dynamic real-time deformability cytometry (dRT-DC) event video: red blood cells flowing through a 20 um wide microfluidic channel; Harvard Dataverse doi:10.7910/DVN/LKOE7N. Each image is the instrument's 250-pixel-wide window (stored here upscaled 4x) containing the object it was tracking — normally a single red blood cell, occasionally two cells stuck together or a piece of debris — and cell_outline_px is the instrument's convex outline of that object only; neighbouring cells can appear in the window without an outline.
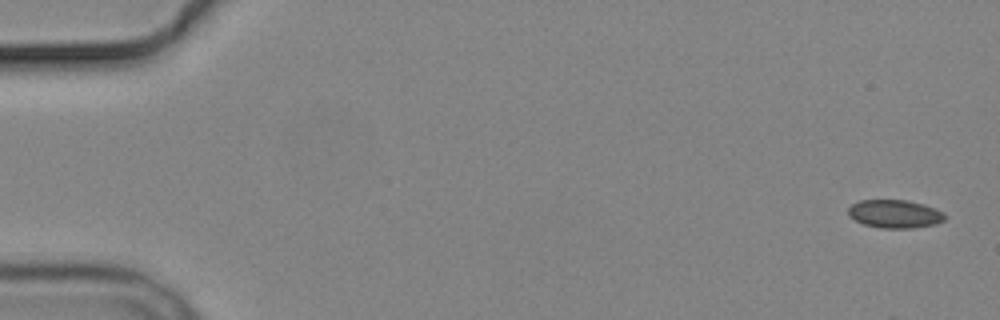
{"species": "common noctule bat (a hibernating species)", "species_latin": "Nyctalus noctula", "temperature_condition": "cold", "stored_images_in_passage": 5, "camera_frame_rate_fps": 3000, "um_per_image_px": 0.085, "animal": {"sex": "male", "body_mass_g": 19.2, "forearm_length_mm": 51.8}, "frame": {"image": 1, "passage_image": 1, "time_ms": 0.0, "image_size_px": [1000, 320], "cell_outline_px": [[948, 216], [944, 220], [936, 224], [912, 228], [880, 228], [864, 224], [848, 216], [848, 208], [852, 204], [860, 200], [908, 200], [924, 204], [944, 212]], "centroid_in_image_um": [76.08, 18.18], "position_along_channel_um": 8.9, "area_um2": 16.01}}
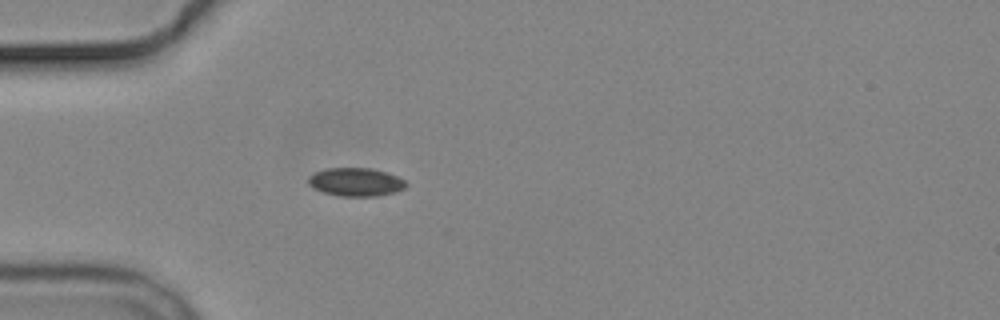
{"frame": {"image": 2, "passage_image": 5, "time_ms": 5.0, "image_size_px": [1000, 320], "cell_outline_px": [[408, 184], [404, 188], [396, 192], [376, 196], [340, 196], [324, 192], [312, 188], [308, 184], [308, 176], [316, 172], [328, 168], [372, 168], [388, 172], [404, 180]], "centroid_in_image_um": [30.25, 15.47], "position_along_channel_um": 54.8, "area_um2": 16.18}}